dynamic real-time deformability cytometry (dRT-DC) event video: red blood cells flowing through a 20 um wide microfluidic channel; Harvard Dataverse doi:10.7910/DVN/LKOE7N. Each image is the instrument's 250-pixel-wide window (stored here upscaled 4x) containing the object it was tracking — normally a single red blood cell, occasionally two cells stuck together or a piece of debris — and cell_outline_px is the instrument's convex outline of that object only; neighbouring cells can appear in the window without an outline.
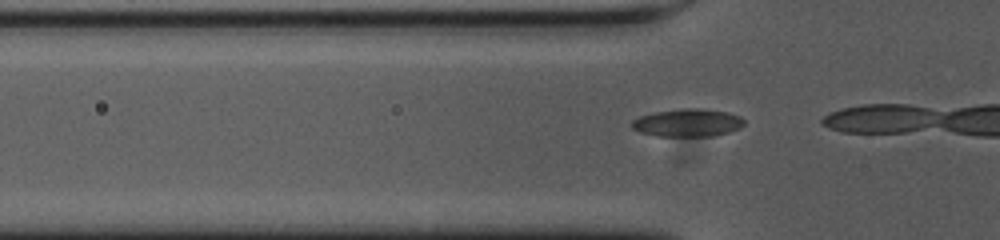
{"species": "common noctule bat (a hibernating species)", "species_latin": "Nyctalus noctula", "temperature_condition": "cold", "stored_images_in_passage": 12, "camera_frame_rate_fps": 3000, "um_per_image_px": 0.085, "animal": {"sex": "female", "body_mass_g": 23.0, "forearm_length_mm": 53.4}, "frame": {"image": 1, "passage_image": 9, "time_ms": 2.667, "image_size_px": [1000, 240], "cell_outline_px": [[744, 124], [740, 128], [728, 132], [712, 136], [656, 136], [640, 132], [632, 128], [628, 124], [632, 120], [640, 116], [656, 112], [684, 108], [704, 108], [728, 112], [740, 116], [744, 120]], "centroid_in_image_um": [58.43, 10.43], "position_along_channel_um": 67.4, "area_um2": 18.32}}